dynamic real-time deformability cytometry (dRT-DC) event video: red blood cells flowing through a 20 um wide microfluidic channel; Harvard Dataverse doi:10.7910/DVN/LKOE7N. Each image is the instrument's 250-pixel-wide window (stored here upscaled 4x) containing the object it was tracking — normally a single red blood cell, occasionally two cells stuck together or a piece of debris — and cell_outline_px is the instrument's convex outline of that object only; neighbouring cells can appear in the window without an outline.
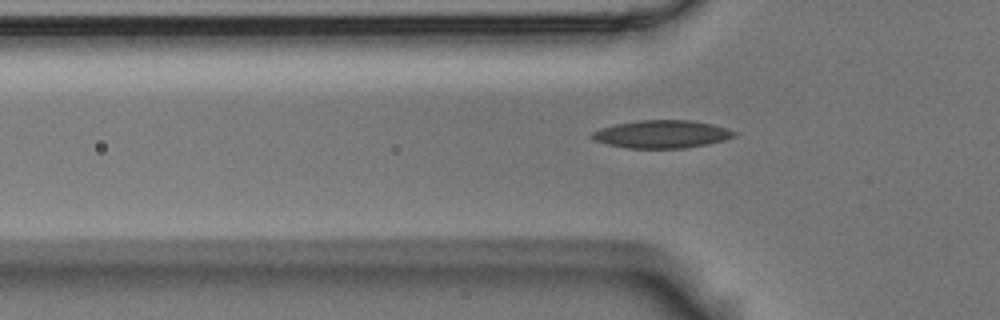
{"species": "Egyptian fruit bat (a non-hibernating species)", "species_latin": "Rousettus aegyptiacus", "temperature_condition": "room temperature", "stored_images_in_passage": 7, "segment_of_instrument_passage": [2, 2], "camera_frame_rate_fps": 3000, "um_per_image_px": 0.085, "animal": {"sex": "male"}, "frame": {"image": 1, "passage_image": 7, "time_ms": 2.0, "image_size_px": [1000, 320], "cell_outline_px": [[736, 136], [724, 140], [684, 148], [628, 148], [608, 144], [596, 140], [592, 136], [592, 132], [616, 124], [636, 120], [692, 120], [712, 124], [728, 128], [736, 132]], "centroid_in_image_um": [56.3, 11.39], "position_along_channel_um": 69.5, "area_um2": 22.77}}